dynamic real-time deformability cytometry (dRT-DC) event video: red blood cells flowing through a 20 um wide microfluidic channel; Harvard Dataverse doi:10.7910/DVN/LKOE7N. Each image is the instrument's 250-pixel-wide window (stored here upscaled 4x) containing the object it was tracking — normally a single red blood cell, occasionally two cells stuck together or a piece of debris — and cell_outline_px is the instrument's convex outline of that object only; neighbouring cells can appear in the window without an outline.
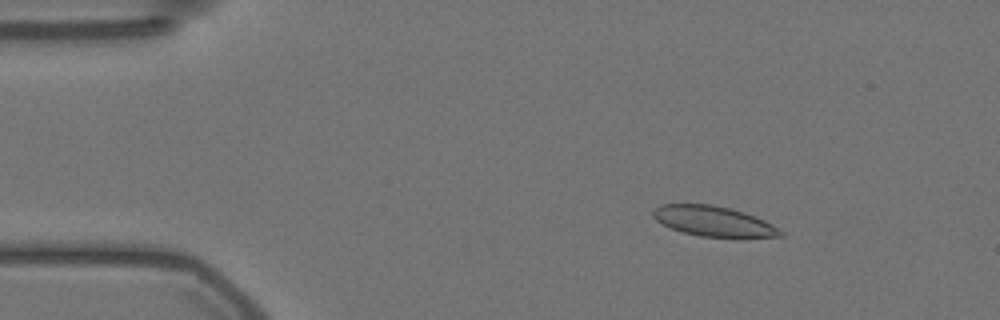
{"species": "Egyptian fruit bat (a non-hibernating species)", "species_latin": "Rousettus aegyptiacus", "temperature_condition": "warm", "stored_images_in_passage": 57, "camera_frame_rate_fps": 3000, "um_per_image_px": 0.085, "animal": {"sex": "female"}, "frame": {"image": 1, "passage_image": 8, "time_ms": 2.333, "image_size_px": [1000, 320], "cell_outline_px": [[784, 236], [700, 236], [684, 232], [672, 228], [656, 220], [652, 216], [652, 208], [660, 204], [712, 204], [744, 212], [764, 220], [772, 224], [784, 232]], "centroid_in_image_um": [60.6, 18.77], "position_along_channel_um": 24.4, "area_um2": 21.96}}
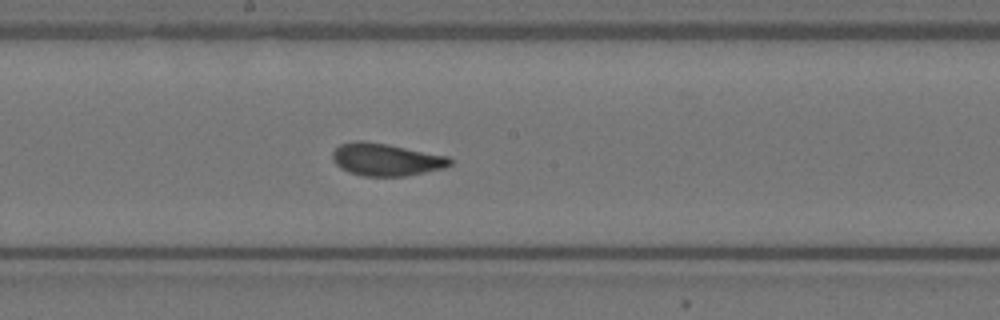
{"frame": {"image": 2, "passage_image": 30, "time_ms": 9.667, "image_size_px": [1000, 320], "cell_outline_px": [[452, 164], [444, 168], [404, 176], [364, 176], [348, 172], [340, 168], [332, 160], [332, 152], [340, 144], [356, 140], [360, 140], [388, 144], [448, 156], [452, 160]], "centroid_in_image_um": [32.79, 13.56], "position_along_channel_um": 215.4, "area_um2": 22.25}}
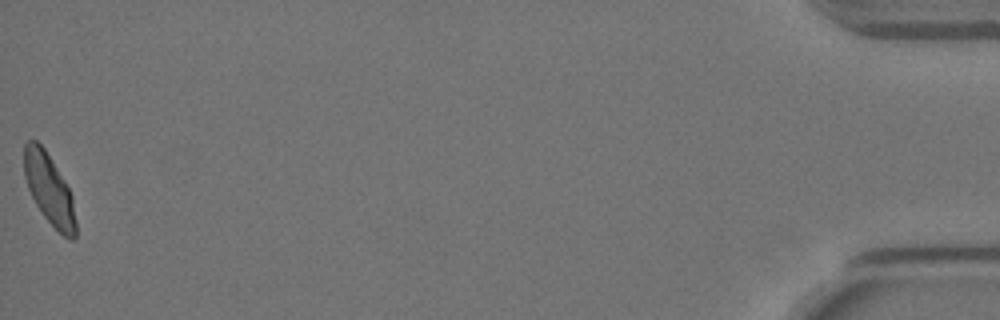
{"frame": {"image": 3, "passage_image": 57, "time_ms": 18.667, "image_size_px": [1000, 320], "cell_outline_px": [[76, 236], [72, 240], [64, 236], [44, 216], [36, 204], [28, 188], [24, 176], [24, 144], [28, 140], [36, 140], [44, 148], [64, 180], [72, 196], [76, 220]], "centroid_in_image_um": [4.18, 16.08], "position_along_channel_um": 431.0, "area_um2": 20.92}, "authors_computed_cell_mechanics": {"area_um2": 22.3108, "velocity_mm_per_s": 3.523, "shape_relaxation_time_tau1_ms": 4.6494, "shape_relaxation_time_tau2_ms": 0.8864, "deformation_change_tau1": 0.1284, "deformation_change_tau2": 0.0623}}